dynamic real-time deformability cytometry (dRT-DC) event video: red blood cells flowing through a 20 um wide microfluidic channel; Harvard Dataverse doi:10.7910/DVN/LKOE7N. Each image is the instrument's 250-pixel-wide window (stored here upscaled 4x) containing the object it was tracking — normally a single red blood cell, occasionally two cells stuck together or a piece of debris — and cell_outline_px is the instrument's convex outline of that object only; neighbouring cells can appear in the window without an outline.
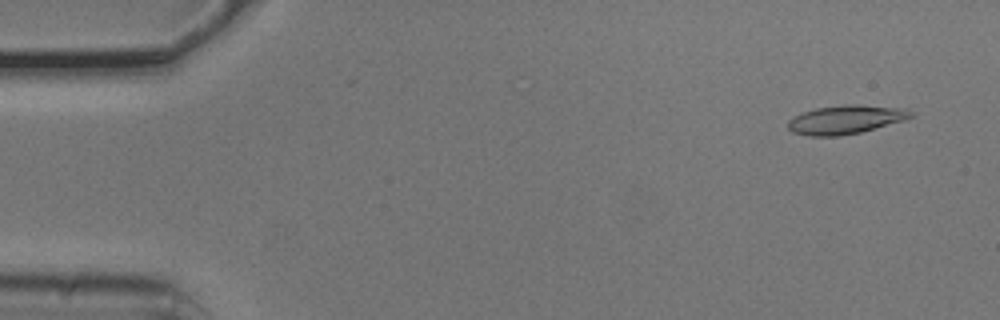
{"species": "common noctule bat (a hibernating species)", "species_latin": "Nyctalus noctula", "temperature_condition": "cold", "stored_images_in_passage": 5, "camera_frame_rate_fps": 3000, "um_per_image_px": 0.085, "animal": {"sex": "male", "body_mass_g": 20.5, "forearm_length_mm": 52.5}, "frame": {"image": 1, "passage_image": 1, "time_ms": 0.0, "image_size_px": [1000, 320], "cell_outline_px": [[912, 116], [904, 120], [860, 132], [840, 136], [808, 136], [792, 132], [788, 128], [788, 120], [804, 112], [816, 108], [844, 104], [856, 104], [908, 108], [912, 112]], "centroid_in_image_um": [71.88, 10.16], "position_along_channel_um": 13.1, "area_um2": 20.52}}
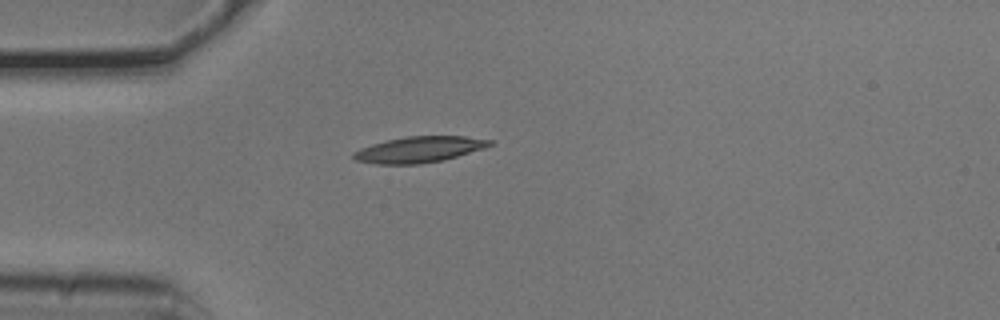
{"frame": {"image": 2, "passage_image": 4, "time_ms": 1.0, "image_size_px": [1000, 320], "cell_outline_px": [[492, 144], [484, 148], [444, 160], [420, 164], [376, 164], [356, 160], [352, 156], [352, 152], [360, 148], [372, 144], [388, 140], [408, 136], [464, 136], [492, 140]], "centroid_in_image_um": [35.61, 12.71], "position_along_channel_um": 49.4, "area_um2": 20.52}}